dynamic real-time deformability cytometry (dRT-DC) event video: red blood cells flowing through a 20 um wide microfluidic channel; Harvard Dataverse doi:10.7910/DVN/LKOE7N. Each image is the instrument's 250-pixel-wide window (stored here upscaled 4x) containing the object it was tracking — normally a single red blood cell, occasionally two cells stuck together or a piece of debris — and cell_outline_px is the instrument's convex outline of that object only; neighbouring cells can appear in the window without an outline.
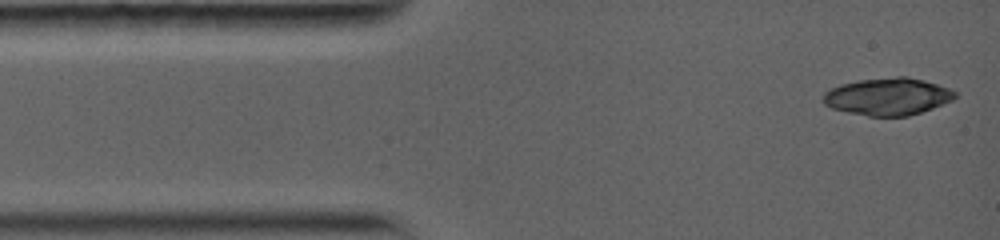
{"species": "common noctule bat (a hibernating species)", "species_latin": "Nyctalus noctula", "temperature_condition": "warm", "stored_images_in_passage": 2, "camera_frame_rate_fps": 5000, "um_per_image_px": 0.085, "animal": {"sex": "female", "body_mass_g": 19.0, "forearm_length_mm": 56.7}, "frame": {"image": 1, "passage_image": 1, "time_ms": 0.0, "image_size_px": [1000, 240], "cell_outline_px": [[956, 96], [952, 100], [932, 108], [908, 116], [868, 116], [848, 112], [832, 108], [824, 104], [824, 92], [840, 84], [860, 80], [896, 76], [908, 76], [924, 80], [948, 88], [956, 92]], "centroid_in_image_um": [75.46, 8.2], "position_along_channel_um": 9.5, "area_um2": 28.44}}